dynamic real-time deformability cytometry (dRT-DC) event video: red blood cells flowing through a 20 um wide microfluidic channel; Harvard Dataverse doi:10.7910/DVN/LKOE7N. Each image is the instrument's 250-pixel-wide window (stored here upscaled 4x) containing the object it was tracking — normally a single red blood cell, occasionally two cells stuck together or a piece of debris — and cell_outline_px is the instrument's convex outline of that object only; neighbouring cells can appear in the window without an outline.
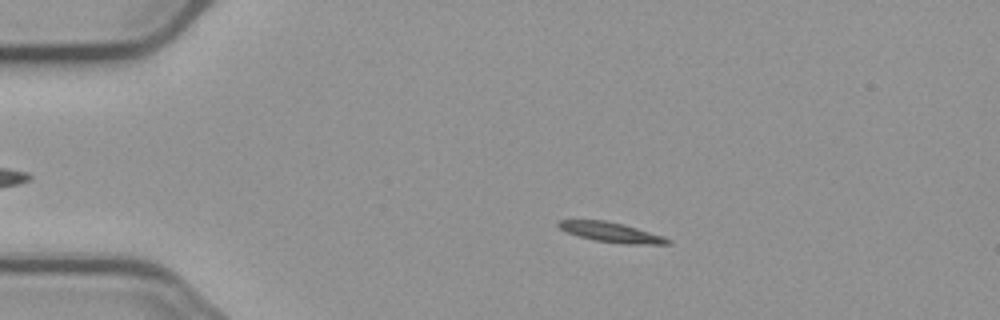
{"species": "common noctule bat (a hibernating species)", "species_latin": "Nyctalus noctula", "temperature_condition": "cold", "stored_images_in_passage": 5, "camera_frame_rate_fps": 3000, "um_per_image_px": 0.085, "animal": {"sex": "male", "body_mass_g": 23.1, "forearm_length_mm": 52.7}, "frame": {"image": 1, "passage_image": 1, "time_ms": 0.0, "image_size_px": [1000, 320], "cell_outline_px": [[672, 244], [624, 244], [596, 240], [580, 236], [568, 232], [560, 228], [556, 224], [556, 220], [604, 220], [636, 228], [664, 236], [672, 240]], "centroid_in_image_um": [51.98, 19.75], "position_along_channel_um": 33.0, "area_um2": 12.43}}
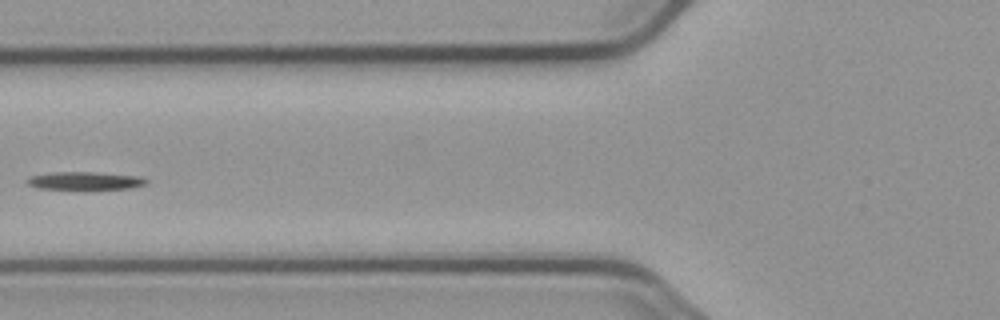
{"frame": {"image": 2, "passage_image": 4, "time_ms": 3.667, "image_size_px": [1000, 320], "cell_outline_px": [[148, 184], [128, 188], [84, 192], [36, 188], [28, 184], [24, 180], [28, 176], [48, 172], [96, 172], [140, 176], [148, 180]], "centroid_in_image_um": [7.16, 15.41], "position_along_channel_um": 118.6, "area_um2": 13.64}}
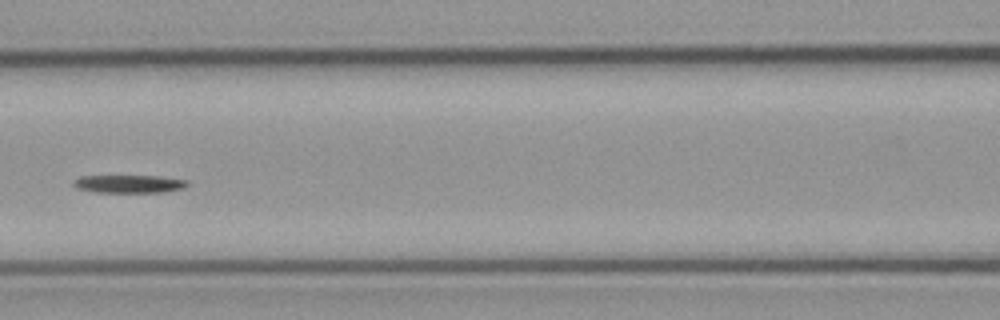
{"frame": {"image": 3, "passage_image": 5, "time_ms": 4.667, "image_size_px": [1000, 320], "cell_outline_px": [[188, 184], [184, 188], [164, 192], [96, 192], [76, 188], [72, 184], [72, 180], [80, 176], [160, 176], [188, 180]], "centroid_in_image_um": [10.96, 15.63], "position_along_channel_um": 155.6, "area_um2": 11.96}}